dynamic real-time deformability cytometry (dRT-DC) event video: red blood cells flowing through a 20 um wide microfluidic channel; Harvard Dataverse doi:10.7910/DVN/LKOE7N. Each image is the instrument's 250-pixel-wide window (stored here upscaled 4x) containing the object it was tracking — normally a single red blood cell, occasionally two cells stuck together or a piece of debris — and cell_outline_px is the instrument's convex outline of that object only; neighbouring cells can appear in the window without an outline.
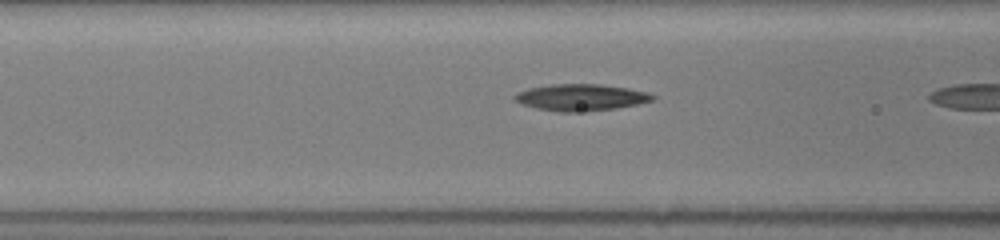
{"species": "common noctule bat (a hibernating species)", "species_latin": "Nyctalus noctula", "temperature_condition": "room temperature", "stored_images_in_passage": 6, "camera_frame_rate_fps": 3000, "um_per_image_px": 0.085, "animal": {"sex": "female", "body_mass_g": 19.5, "forearm_length_mm": 54.1}, "frame": {"image": 1, "passage_image": 5, "time_ms": 1.333, "image_size_px": [1000, 240], "cell_outline_px": [[656, 96], [652, 100], [636, 104], [616, 108], [572, 112], [556, 112], [536, 108], [512, 100], [512, 96], [516, 92], [528, 88], [552, 84], [600, 84], [628, 88], [648, 92]], "centroid_in_image_um": [49.32, 8.27], "position_along_channel_um": 117.3, "area_um2": 21.39}}